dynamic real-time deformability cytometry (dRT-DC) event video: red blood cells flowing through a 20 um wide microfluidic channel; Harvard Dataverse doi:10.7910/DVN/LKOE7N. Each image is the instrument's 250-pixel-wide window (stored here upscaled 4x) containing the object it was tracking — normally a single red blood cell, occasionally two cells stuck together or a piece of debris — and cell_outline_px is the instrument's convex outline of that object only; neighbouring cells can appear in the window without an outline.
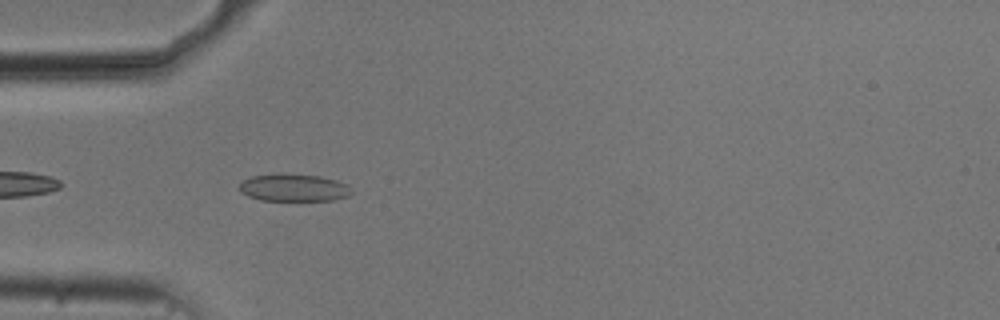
{"species": "common noctule bat (a hibernating species)", "species_latin": "Nyctalus noctula", "temperature_condition": "cold", "stored_images_in_passage": 6, "camera_frame_rate_fps": 3000, "um_per_image_px": 0.085, "animal": {"sex": "male", "body_mass_g": 20.5, "forearm_length_mm": 52.5}, "frame": {"image": 1, "passage_image": 3, "time_ms": 0.667, "image_size_px": [1000, 320], "cell_outline_px": [[352, 192], [348, 196], [332, 200], [260, 200], [248, 196], [240, 192], [240, 184], [244, 180], [252, 176], [320, 176], [336, 180], [348, 184], [352, 188]], "centroid_in_image_um": [25.03, 15.99], "position_along_channel_um": 60.0, "area_um2": 17.17}}